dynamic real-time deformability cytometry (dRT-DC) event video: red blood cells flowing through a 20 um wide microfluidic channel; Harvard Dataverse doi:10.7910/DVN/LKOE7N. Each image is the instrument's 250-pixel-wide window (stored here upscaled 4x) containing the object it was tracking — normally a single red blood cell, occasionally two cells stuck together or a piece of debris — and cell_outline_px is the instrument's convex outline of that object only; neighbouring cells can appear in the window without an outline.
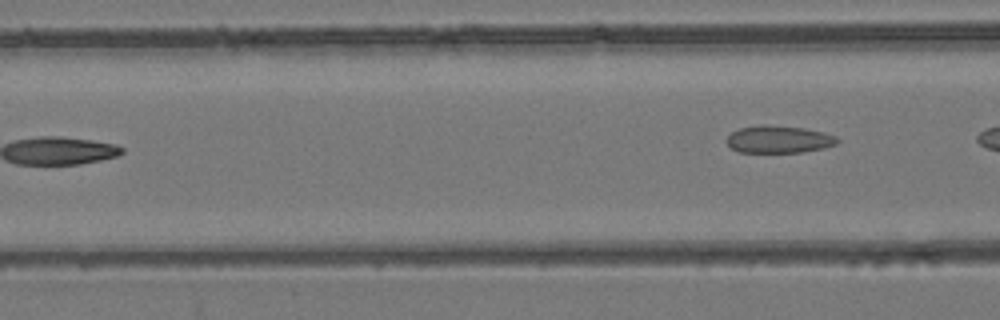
{"species": "common noctule bat (a hibernating species)", "species_latin": "Nyctalus noctula", "temperature_condition": "room temperature", "stored_images_in_passage": 7, "camera_frame_rate_fps": 3000, "um_per_image_px": 0.085, "animal": {"sex": "female", "body_mass_g": 24.6, "forearm_length_mm": 56.2}, "frame": {"image": 1, "passage_image": 7, "time_ms": 7.667, "image_size_px": [1000, 320], "cell_outline_px": [[840, 140], [836, 144], [824, 148], [804, 152], [736, 152], [728, 144], [728, 136], [732, 132], [740, 128], [760, 124], [764, 124], [804, 128], [824, 132], [836, 136]], "centroid_in_image_um": [66.22, 11.84], "position_along_channel_um": 100.4, "area_um2": 17.69}}